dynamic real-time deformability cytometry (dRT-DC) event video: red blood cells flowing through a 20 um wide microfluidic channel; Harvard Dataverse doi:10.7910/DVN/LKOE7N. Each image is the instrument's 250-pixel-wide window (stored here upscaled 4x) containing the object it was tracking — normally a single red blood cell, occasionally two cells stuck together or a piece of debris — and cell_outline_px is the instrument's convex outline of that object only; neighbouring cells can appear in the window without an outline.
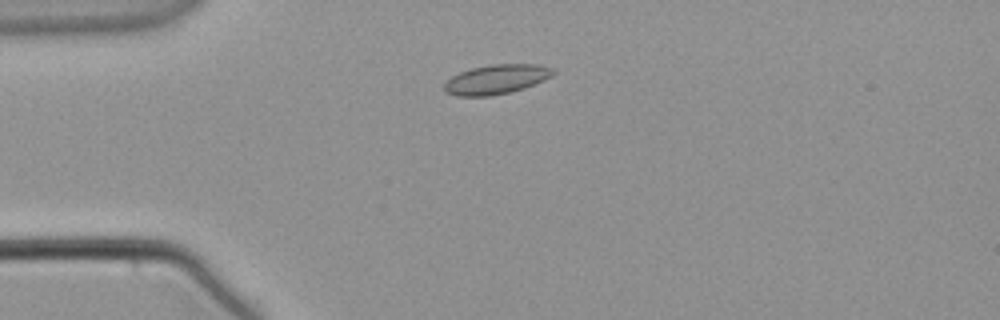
{"species": "common noctule bat (a hibernating species)", "species_latin": "Nyctalus noctula", "temperature_condition": "warm", "stored_images_in_passage": 9, "camera_frame_rate_fps": 3000, "um_per_image_px": 0.085, "animal": {"sex": "male", "body_mass_g": 21.5, "forearm_length_mm": 52.0}, "frame": {"image": 1, "passage_image": 2, "time_ms": 0.333, "image_size_px": [1000, 320], "cell_outline_px": [[556, 72], [552, 76], [544, 80], [524, 88], [508, 92], [488, 96], [456, 96], [444, 92], [444, 84], [452, 76], [460, 72], [472, 68], [492, 64], [536, 64], [552, 68]], "centroid_in_image_um": [42.18, 6.74], "position_along_channel_um": 42.8, "area_um2": 18.61}}
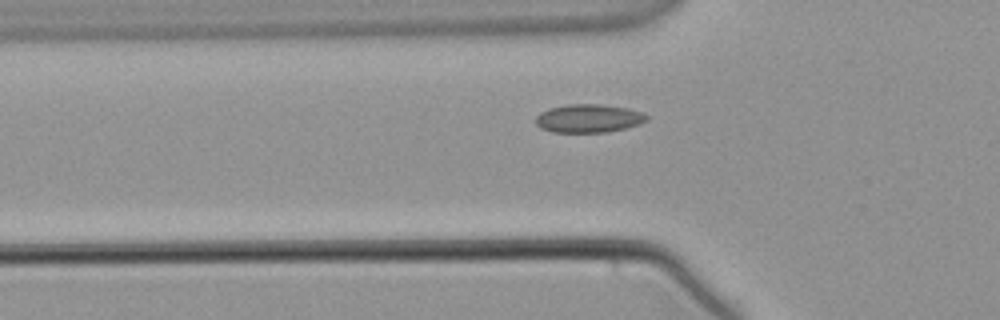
{"frame": {"image": 2, "passage_image": 7, "time_ms": 2.0, "image_size_px": [1000, 320], "cell_outline_px": [[648, 120], [640, 124], [608, 132], [552, 132], [540, 128], [536, 124], [536, 116], [540, 112], [548, 108], [568, 104], [600, 104], [628, 108], [640, 112], [648, 116]], "centroid_in_image_um": [50.01, 10.06], "position_along_channel_um": 75.8, "area_um2": 18.38}}